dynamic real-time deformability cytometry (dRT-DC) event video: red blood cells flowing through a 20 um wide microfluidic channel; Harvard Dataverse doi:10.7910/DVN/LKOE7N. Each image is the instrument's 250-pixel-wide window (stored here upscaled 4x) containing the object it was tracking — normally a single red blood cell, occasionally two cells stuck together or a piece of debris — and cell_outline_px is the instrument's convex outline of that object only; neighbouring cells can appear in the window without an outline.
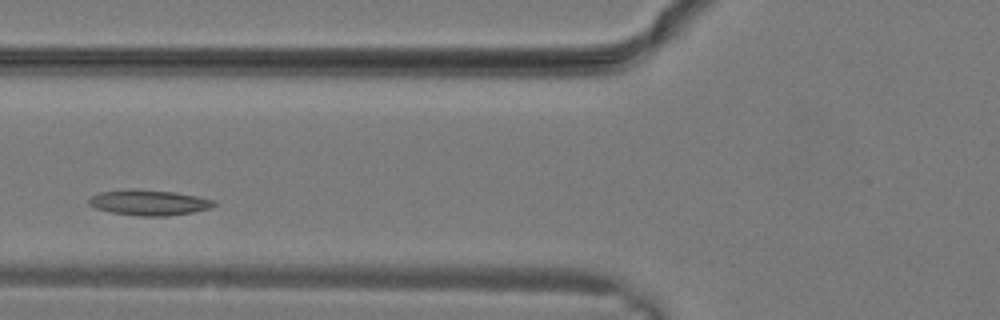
{"species": "common noctule bat (a hibernating species)", "species_latin": "Nyctalus noctula", "temperature_condition": "warm", "stored_images_in_passage": 23, "camera_frame_rate_fps": 3000, "um_per_image_px": 0.085, "animal": {"sex": "male", "body_mass_g": 19.2, "forearm_length_mm": 51.8}, "frame": {"image": 1, "passage_image": 5, "time_ms": 1.333, "image_size_px": [1000, 320], "cell_outline_px": [[216, 204], [212, 208], [192, 212], [168, 216], [140, 216], [112, 212], [96, 208], [88, 204], [88, 200], [92, 196], [100, 192], [124, 188], [132, 188], [172, 192], [196, 196], [212, 200]], "centroid_in_image_um": [12.63, 17.21], "position_along_channel_um": 113.2, "area_um2": 18.55}}
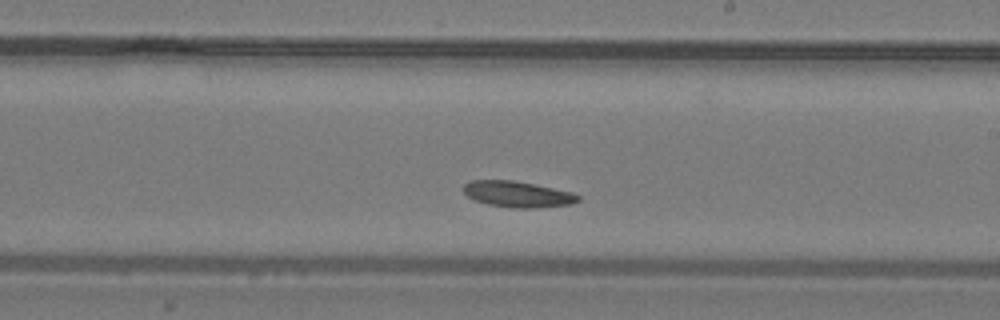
{"frame": {"image": 2, "passage_image": 11, "time_ms": 3.333, "image_size_px": [1000, 320], "cell_outline_px": [[580, 200], [572, 204], [536, 208], [512, 208], [488, 204], [476, 200], [468, 196], [464, 192], [464, 184], [472, 180], [512, 180], [572, 192], [580, 196]], "centroid_in_image_um": [44.01, 16.51], "position_along_channel_um": 245.0, "area_um2": 17.22}}
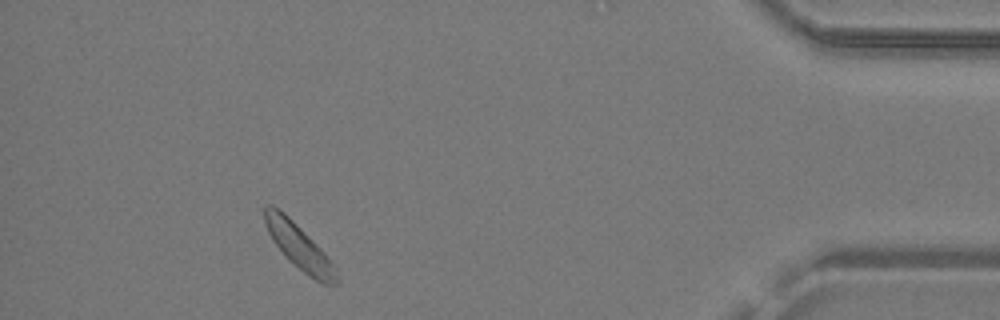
{"frame": {"image": 3, "passage_image": 21, "time_ms": 6.667, "image_size_px": [1000, 320], "cell_outline_px": [[340, 280], [336, 284], [324, 284], [316, 280], [304, 272], [288, 260], [272, 240], [264, 224], [264, 208], [268, 204], [272, 204], [284, 212], [324, 252], [336, 268]], "centroid_in_image_um": [25.41, 20.96], "position_along_channel_um": 409.8, "area_um2": 18.67}}